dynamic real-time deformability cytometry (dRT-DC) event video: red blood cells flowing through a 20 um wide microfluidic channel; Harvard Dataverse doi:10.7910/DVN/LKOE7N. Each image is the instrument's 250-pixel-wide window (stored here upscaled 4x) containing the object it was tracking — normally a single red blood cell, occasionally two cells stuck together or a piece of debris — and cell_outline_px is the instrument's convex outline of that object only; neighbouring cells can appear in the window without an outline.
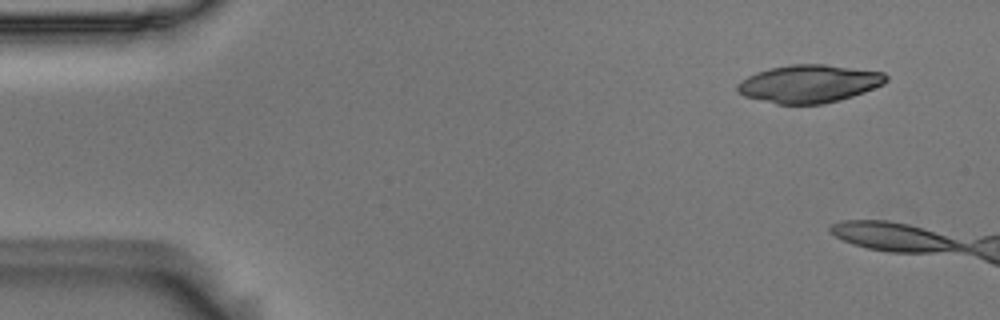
{"species": "Egyptian fruit bat (a non-hibernating species)", "species_latin": "Rousettus aegyptiacus", "temperature_condition": "room temperature", "stored_images_in_passage": 4, "camera_frame_rate_fps": 3000, "um_per_image_px": 0.085, "animal": {"sex": "male"}, "frame": {"image": 1, "passage_image": 1, "time_ms": 0.0, "image_size_px": [1000, 320], "cell_outline_px": [[888, 80], [884, 84], [864, 92], [840, 100], [824, 104], [776, 104], [744, 96], [736, 92], [736, 84], [748, 76], [756, 72], [768, 68], [792, 64], [824, 64], [884, 72], [888, 76]], "centroid_in_image_um": [68.76, 7.12], "position_along_channel_um": 16.2, "area_um2": 33.0}}